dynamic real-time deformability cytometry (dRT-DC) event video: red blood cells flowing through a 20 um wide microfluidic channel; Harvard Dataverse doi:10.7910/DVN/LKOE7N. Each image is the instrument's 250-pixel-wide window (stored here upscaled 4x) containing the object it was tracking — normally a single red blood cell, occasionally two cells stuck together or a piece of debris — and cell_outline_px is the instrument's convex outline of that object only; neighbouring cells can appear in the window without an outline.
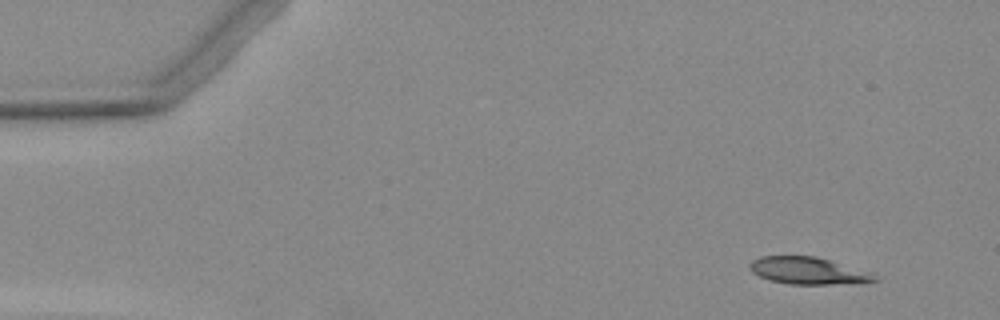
{"species": "Egyptian fruit bat (a non-hibernating species)", "species_latin": "Rousettus aegyptiacus", "temperature_condition": "warm", "stored_images_in_passage": 4, "camera_frame_rate_fps": 3000, "um_per_image_px": 0.085, "animal": {"sex": "female"}, "frame": {"image": 1, "passage_image": 1, "time_ms": 0.0, "image_size_px": [1000, 320], "cell_outline_px": [[880, 280], [856, 284], [788, 284], [768, 280], [752, 272], [748, 268], [748, 264], [752, 260], [760, 256], [816, 256], [828, 260], [872, 276]], "centroid_in_image_um": [68.52, 23.02], "position_along_channel_um": 16.5, "area_um2": 19.19}}